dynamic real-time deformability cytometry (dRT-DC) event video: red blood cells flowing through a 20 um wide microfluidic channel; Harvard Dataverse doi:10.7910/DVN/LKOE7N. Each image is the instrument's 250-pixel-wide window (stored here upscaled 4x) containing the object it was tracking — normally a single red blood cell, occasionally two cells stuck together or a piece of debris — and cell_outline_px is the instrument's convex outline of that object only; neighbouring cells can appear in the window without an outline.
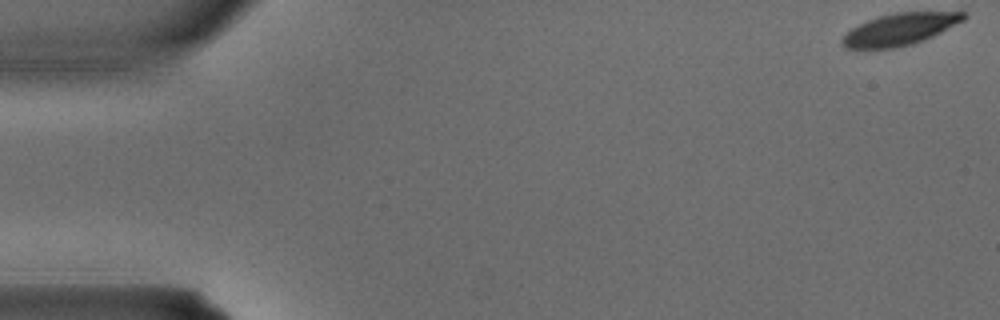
{"species": "common noctule bat (a hibernating species)", "species_latin": "Nyctalus noctula", "temperature_condition": "warm", "stored_images_in_passage": 3, "camera_frame_rate_fps": 3000, "um_per_image_px": 0.085, "animal": {"sex": "male", "body_mass_g": 15.6}, "frame": {"image": 1, "passage_image": 1, "time_ms": 0.0, "image_size_px": [1000, 320], "cell_outline_px": [[968, 16], [964, 20], [924, 40], [912, 44], [892, 48], [844, 48], [840, 44], [840, 40], [852, 28], [868, 20], [880, 16], [896, 12], [964, 12]], "centroid_in_image_um": [76.48, 2.49], "position_along_channel_um": 8.5, "area_um2": 22.25}}
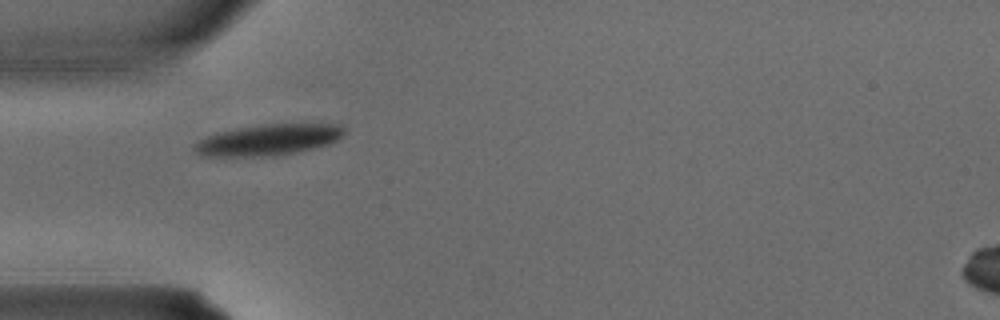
{"frame": {"image": 2, "passage_image": 3, "time_ms": 0.667, "image_size_px": [1000, 320], "cell_outline_px": [[344, 132], [332, 144], [296, 152], [276, 156], [200, 156], [192, 148], [192, 144], [216, 132], [236, 128], [260, 124], [340, 124], [344, 128]], "centroid_in_image_um": [22.78, 11.89], "position_along_channel_um": 62.2, "area_um2": 27.28}}